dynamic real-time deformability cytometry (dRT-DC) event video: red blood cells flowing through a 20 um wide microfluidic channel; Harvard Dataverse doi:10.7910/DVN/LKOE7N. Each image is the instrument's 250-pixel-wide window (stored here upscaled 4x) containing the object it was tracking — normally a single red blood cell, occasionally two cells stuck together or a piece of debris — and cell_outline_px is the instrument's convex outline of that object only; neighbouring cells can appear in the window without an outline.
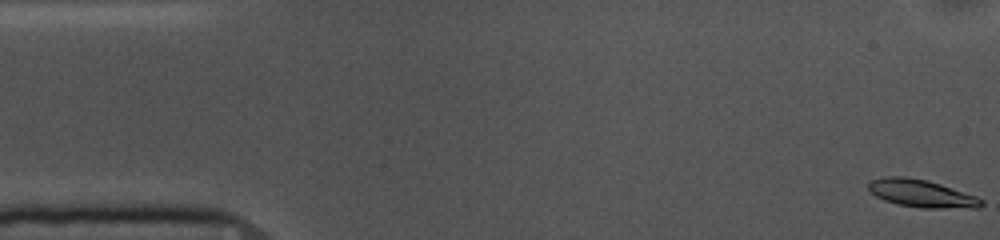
{"species": "common noctule bat (a hibernating species)", "species_latin": "Nyctalus noctula", "temperature_condition": "cold", "stored_images_in_passage": 54, "camera_frame_rate_fps": 3000, "um_per_image_px": 0.085, "animal": {"sex": "female", "body_mass_g": 10.0, "forearm_length_mm": 53.1}, "frame": {"image": 1, "passage_image": 1, "time_ms": 0.0, "image_size_px": [1000, 240], "cell_outline_px": [[984, 204], [980, 208], [920, 208], [896, 204], [884, 200], [876, 196], [868, 188], [868, 180], [884, 176], [904, 176], [928, 180], [976, 196], [984, 200]], "centroid_in_image_um": [78.32, 16.44], "position_along_channel_um": 6.7, "area_um2": 18.38}}
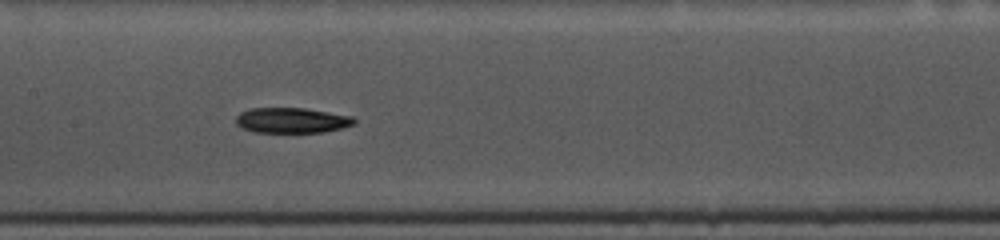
{"frame": {"image": 2, "passage_image": 25, "time_ms": 8.0, "image_size_px": [1000, 240], "cell_outline_px": [[356, 124], [324, 132], [256, 132], [240, 128], [236, 124], [236, 116], [240, 112], [248, 108], [304, 108], [352, 116], [356, 120]], "centroid_in_image_um": [24.77, 10.22], "position_along_channel_um": 182.6, "area_um2": 17.51}}
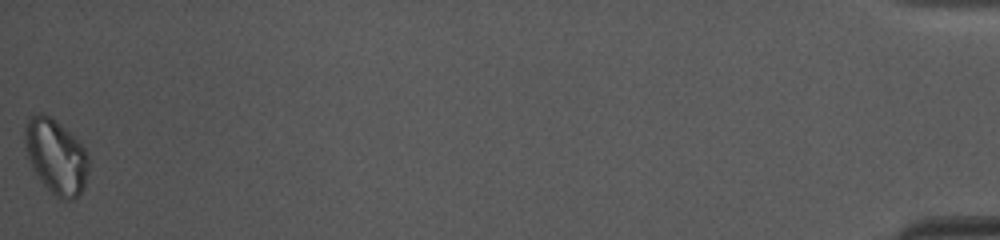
{"frame": {"image": 3, "passage_image": 54, "time_ms": 17.667, "image_size_px": [1000, 240], "cell_outline_px": [[88, 172], [84, 188], [72, 200], [60, 200], [44, 184], [36, 172], [28, 156], [24, 144], [24, 128], [28, 116], [40, 112], [44, 112], [52, 116], [80, 140], [88, 152]], "centroid_in_image_um": [4.78, 13.23], "position_along_channel_um": 430.4, "area_um2": 28.09}, "authors_computed_cell_mechanics": {"area_um2": 18.3804, "velocity_mm_per_s": 3.6465, "shape_relaxation_time_tau1_ms": 4.0138, "shape_relaxation_time_tau2_ms": 10.2875, "deformation_change_tau1": 0.1024, "deformation_change_tau2": 0.1747}}